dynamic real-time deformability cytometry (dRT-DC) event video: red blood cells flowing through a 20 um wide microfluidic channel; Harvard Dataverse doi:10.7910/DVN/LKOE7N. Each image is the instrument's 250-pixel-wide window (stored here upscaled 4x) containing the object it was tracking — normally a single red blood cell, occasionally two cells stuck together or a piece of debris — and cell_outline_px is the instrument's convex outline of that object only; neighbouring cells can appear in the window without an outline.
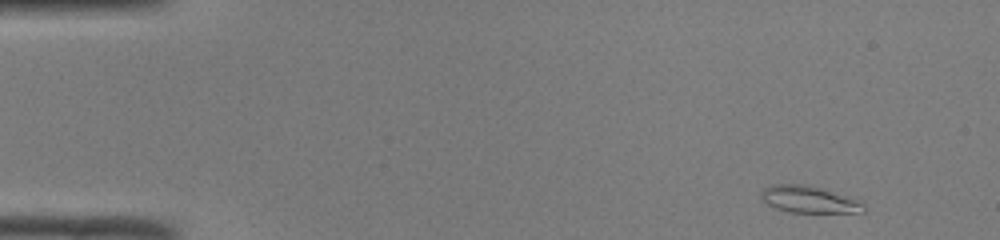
{"species": "common noctule bat (a hibernating species)", "species_latin": "Nyctalus noctula", "temperature_condition": "room temperature", "stored_images_in_passage": 46, "camera_frame_rate_fps": 3000, "um_per_image_px": 0.085, "animal": {"sex": "male", "body_mass_g": 19.0, "forearm_length_mm": 50.8}, "frame": {"image": 1, "passage_image": 1, "time_ms": 0.0, "image_size_px": [1000, 240], "cell_outline_px": [[864, 212], [792, 212], [776, 208], [768, 204], [760, 196], [760, 192], [764, 188], [772, 184], [808, 184], [820, 188], [864, 204]], "centroid_in_image_um": [68.66, 16.94], "position_along_channel_um": 16.3, "area_um2": 15.49}}
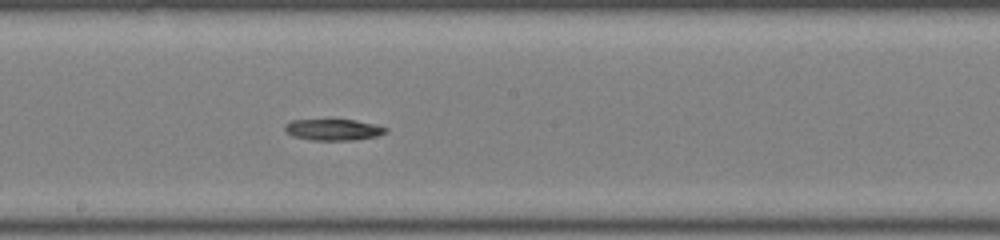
{"frame": {"image": 2, "passage_image": 24, "time_ms": 7.667, "image_size_px": [1000, 240], "cell_outline_px": [[388, 132], [376, 136], [352, 140], [312, 140], [292, 136], [284, 128], [284, 124], [292, 120], [356, 120], [376, 124], [388, 128]], "centroid_in_image_um": [28.35, 11.02], "position_along_channel_um": 219.8, "area_um2": 12.48}}
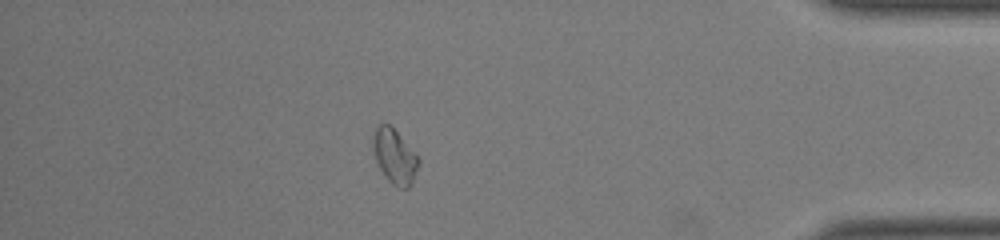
{"frame": {"image": 3, "passage_image": 40, "time_ms": 13.0, "image_size_px": [1000, 240], "cell_outline_px": [[420, 164], [412, 184], [408, 188], [400, 188], [392, 184], [384, 176], [376, 160], [372, 148], [372, 140], [376, 128], [380, 124], [388, 124], [396, 132], [420, 160]], "centroid_in_image_um": [33.54, 13.34], "position_along_channel_um": 401.7, "area_um2": 14.22}}